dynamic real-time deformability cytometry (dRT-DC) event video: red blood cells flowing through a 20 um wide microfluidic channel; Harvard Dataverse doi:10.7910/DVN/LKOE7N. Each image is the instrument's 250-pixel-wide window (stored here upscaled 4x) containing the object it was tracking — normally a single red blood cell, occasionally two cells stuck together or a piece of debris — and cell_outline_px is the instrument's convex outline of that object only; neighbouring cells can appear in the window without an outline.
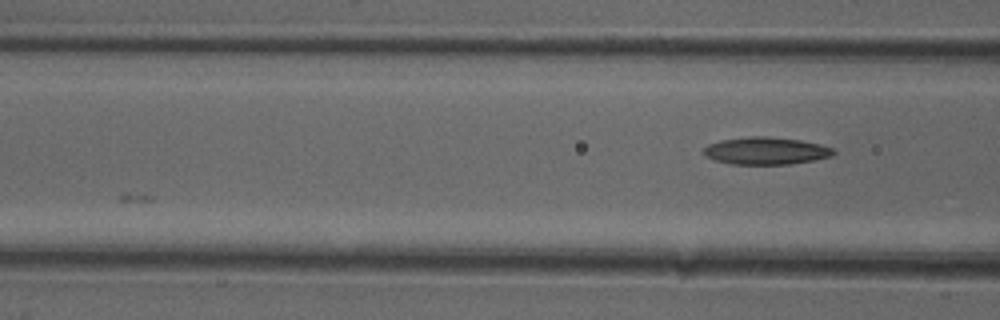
{"species": "common noctule bat (a hibernating species)", "species_latin": "Nyctalus noctula", "temperature_condition": "cold", "stored_images_in_passage": 6, "camera_frame_rate_fps": 3000, "um_per_image_px": 0.085, "animal": {"sex": "female"}, "frame": {"image": 1, "passage_image": 6, "time_ms": 1.667, "image_size_px": [1000, 320], "cell_outline_px": [[836, 152], [832, 156], [816, 160], [792, 164], [732, 164], [716, 160], [704, 156], [704, 148], [708, 144], [720, 140], [752, 136], [768, 136], [800, 140], [820, 144], [832, 148]], "centroid_in_image_um": [65.12, 12.82], "position_along_channel_um": 101.5, "area_um2": 20.75}}